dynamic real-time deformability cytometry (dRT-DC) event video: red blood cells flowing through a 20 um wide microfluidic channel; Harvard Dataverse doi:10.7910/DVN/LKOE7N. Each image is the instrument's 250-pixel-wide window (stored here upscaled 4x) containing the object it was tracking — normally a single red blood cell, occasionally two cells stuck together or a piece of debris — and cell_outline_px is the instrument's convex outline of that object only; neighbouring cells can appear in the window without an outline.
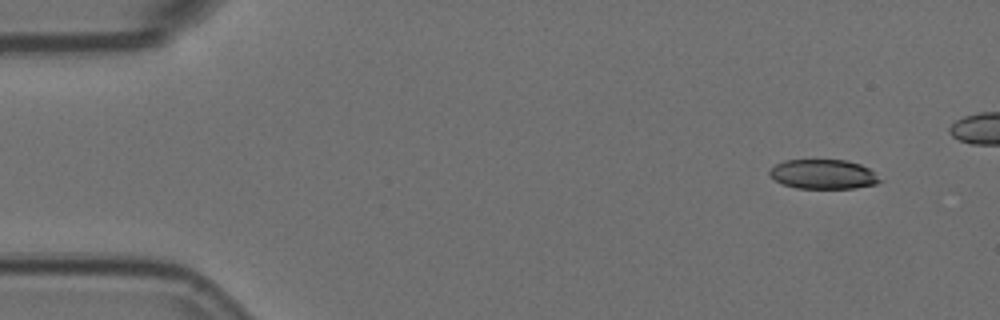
{"species": "Egyptian fruit bat (a non-hibernating species)", "species_latin": "Rousettus aegyptiacus", "temperature_condition": "room temperature", "stored_images_in_passage": 5, "camera_frame_rate_fps": 3000, "um_per_image_px": 0.085, "animal": {"sex": "female"}, "frame": {"image": 1, "passage_image": 1, "time_ms": 0.0, "image_size_px": [1000, 320], "cell_outline_px": [[884, 180], [876, 184], [856, 188], [796, 188], [784, 184], [776, 180], [768, 172], [776, 164], [784, 160], [848, 160], [860, 164], [868, 168]], "centroid_in_image_um": [70.02, 14.81], "position_along_channel_um": 15.0, "area_um2": 18.9}}